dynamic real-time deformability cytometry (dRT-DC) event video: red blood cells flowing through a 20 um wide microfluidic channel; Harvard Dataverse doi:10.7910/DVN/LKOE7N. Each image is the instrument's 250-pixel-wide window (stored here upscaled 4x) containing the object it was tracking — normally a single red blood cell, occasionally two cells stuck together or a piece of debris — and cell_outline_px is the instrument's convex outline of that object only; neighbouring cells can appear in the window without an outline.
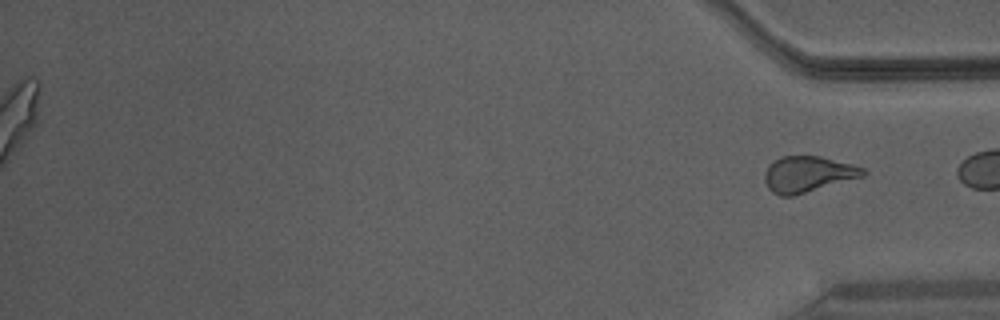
{"species": "Egyptian fruit bat (a non-hibernating species)", "species_latin": "Rousettus aegyptiacus", "temperature_condition": "warm", "stored_images_in_passage": 39, "segment_of_instrument_passage": [2, 2], "camera_frame_rate_fps": 3000, "um_per_image_px": 0.085, "animal": {"sex": "male"}, "frame": {"image": 1, "passage_image": 39, "time_ms": 12.667, "image_size_px": [1000, 320], "cell_outline_px": [[868, 172], [864, 176], [792, 196], [780, 196], [772, 192], [768, 188], [764, 180], [764, 172], [768, 164], [780, 156], [820, 156], [852, 164], [864, 168]], "centroid_in_image_um": [68.64, 14.8], "position_along_channel_um": 366.6, "area_um2": 20.69}}